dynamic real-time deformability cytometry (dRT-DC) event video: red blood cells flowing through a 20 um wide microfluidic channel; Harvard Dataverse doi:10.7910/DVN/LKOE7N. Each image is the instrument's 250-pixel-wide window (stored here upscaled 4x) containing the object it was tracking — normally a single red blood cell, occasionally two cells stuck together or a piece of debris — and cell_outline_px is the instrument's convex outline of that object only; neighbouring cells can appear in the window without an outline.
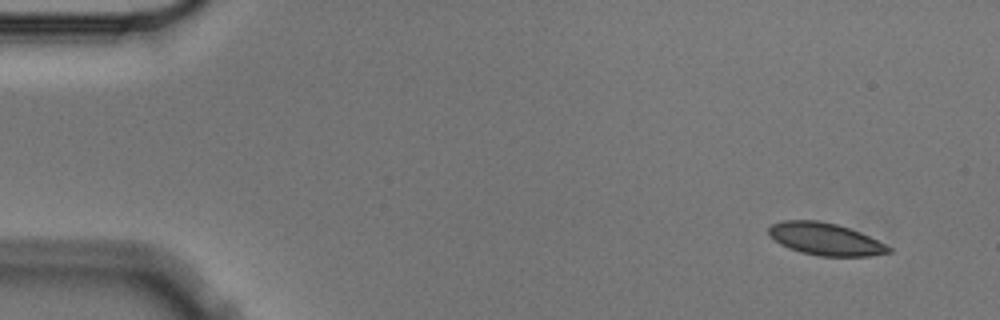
{"species": "Egyptian fruit bat (a non-hibernating species)", "species_latin": "Rousettus aegyptiacus", "temperature_condition": "cold", "stored_images_in_passage": 3, "camera_frame_rate_fps": 3000, "um_per_image_px": 0.085, "animal": {"sex": "male"}, "frame": {"image": 1, "passage_image": 1, "time_ms": 0.0, "image_size_px": [1000, 320], "cell_outline_px": [[892, 252], [868, 256], [820, 256], [800, 252], [788, 248], [780, 244], [768, 236], [768, 228], [772, 224], [780, 220], [816, 220], [836, 224], [860, 232], [892, 248]], "centroid_in_image_um": [70.09, 20.32], "position_along_channel_um": 14.9, "area_um2": 22.54}}